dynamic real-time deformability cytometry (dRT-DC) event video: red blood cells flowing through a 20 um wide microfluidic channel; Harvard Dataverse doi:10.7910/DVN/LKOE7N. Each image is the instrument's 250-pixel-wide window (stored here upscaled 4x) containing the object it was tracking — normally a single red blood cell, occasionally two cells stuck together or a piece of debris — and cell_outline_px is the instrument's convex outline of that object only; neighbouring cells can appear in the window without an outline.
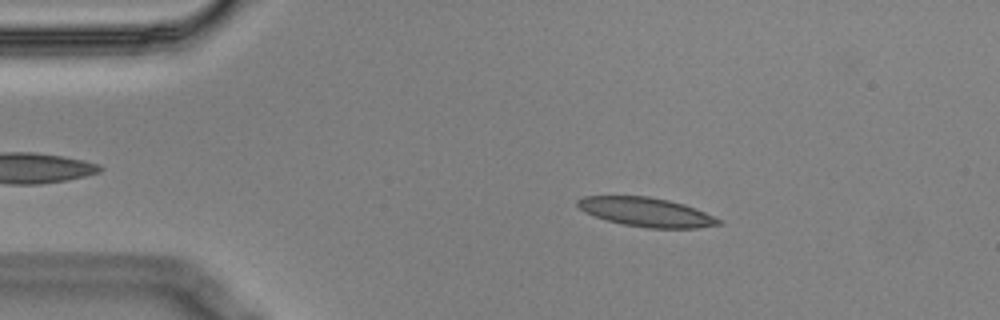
{"species": "Egyptian fruit bat (a non-hibernating species)", "species_latin": "Rousettus aegyptiacus", "temperature_condition": "cold", "stored_images_in_passage": 55, "camera_frame_rate_fps": 3000, "um_per_image_px": 0.085, "animal": {"sex": "male"}, "frame": {"image": 1, "passage_image": 9, "time_ms": 2.667, "image_size_px": [1000, 320], "cell_outline_px": [[724, 224], [696, 228], [648, 228], [624, 224], [608, 220], [584, 212], [576, 204], [576, 200], [584, 196], [648, 196], [668, 200], [684, 204], [696, 208], [724, 220]], "centroid_in_image_um": [54.99, 18.03], "position_along_channel_um": 30.0, "area_um2": 23.93}}
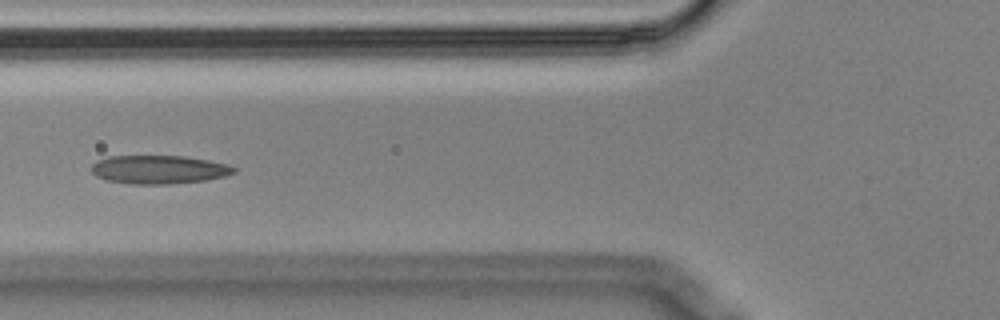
{"frame": {"image": 2, "passage_image": 20, "time_ms": 6.333, "image_size_px": [1000, 320], "cell_outline_px": [[236, 172], [224, 176], [204, 180], [168, 184], [132, 184], [104, 180], [96, 176], [92, 172], [92, 164], [96, 160], [108, 156], [184, 156], [208, 160], [228, 164], [236, 168]], "centroid_in_image_um": [13.47, 14.41], "position_along_channel_um": 112.3, "area_um2": 23.7}}
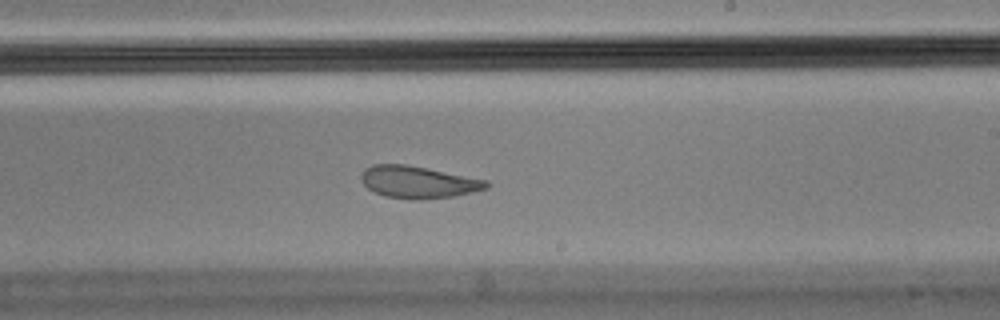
{"frame": {"image": 3, "passage_image": 32, "time_ms": 10.333, "image_size_px": [1000, 320], "cell_outline_px": [[492, 184], [488, 188], [452, 196], [420, 200], [412, 200], [384, 196], [368, 188], [360, 180], [360, 176], [364, 168], [372, 164], [404, 164], [488, 180]], "centroid_in_image_um": [35.52, 15.48], "position_along_channel_um": 253.5, "area_um2": 23.41}, "authors_computed_cell_mechanics": {"area_um2": 23.9292, "velocity_mm_per_s": 3.5244, "shape_relaxation_time_tau1_ms": null, "shape_relaxation_time_tau2_ms": 2.0561, "deformation_change_tau1": null, "deformation_change_tau2": 0.0691}}